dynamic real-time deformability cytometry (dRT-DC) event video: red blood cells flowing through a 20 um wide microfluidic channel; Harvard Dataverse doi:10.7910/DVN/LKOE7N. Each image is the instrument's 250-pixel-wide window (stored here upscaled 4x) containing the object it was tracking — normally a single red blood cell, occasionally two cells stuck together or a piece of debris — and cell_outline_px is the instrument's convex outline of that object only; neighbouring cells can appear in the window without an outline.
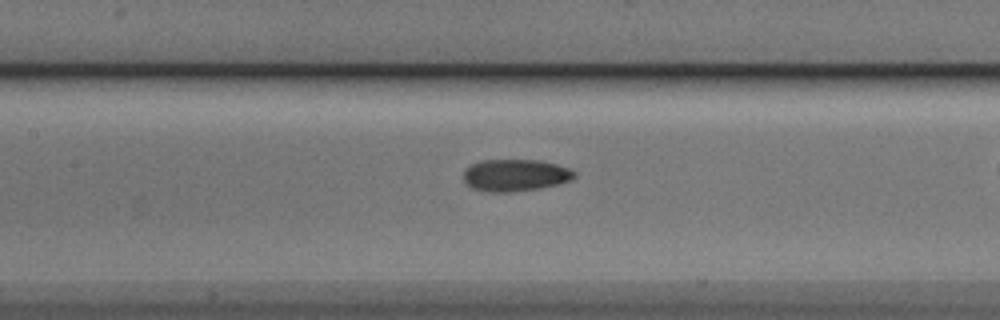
{"species": "Egyptian fruit bat (a non-hibernating species)", "species_latin": "Rousettus aegyptiacus", "temperature_condition": "cold", "stored_images_in_passage": 28, "camera_frame_rate_fps": 3000, "um_per_image_px": 0.085, "animal": {"sex": "male"}, "frame": {"image": 1, "passage_image": 11, "time_ms": 3.333, "image_size_px": [1000, 320], "cell_outline_px": [[576, 176], [572, 180], [540, 188], [512, 192], [488, 192], [472, 188], [464, 180], [464, 172], [472, 164], [480, 160], [540, 160], [556, 164], [568, 168], [576, 172]], "centroid_in_image_um": [43.82, 14.89], "position_along_channel_um": 163.6, "area_um2": 20.63}}
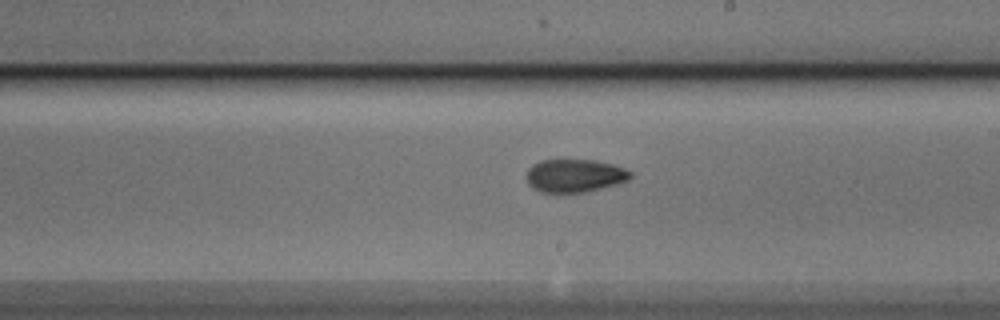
{"frame": {"image": 2, "passage_image": 17, "time_ms": 5.333, "image_size_px": [1000, 320], "cell_outline_px": [[632, 176], [628, 180], [616, 184], [584, 192], [540, 192], [532, 188], [528, 184], [528, 168], [532, 164], [540, 160], [596, 160], [612, 164], [624, 168], [632, 172]], "centroid_in_image_um": [48.85, 14.92], "position_along_channel_um": 240.2, "area_um2": 19.94}}
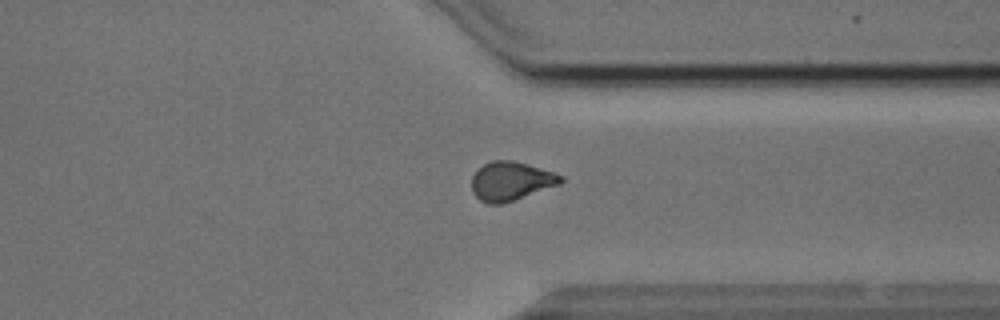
{"frame": {"image": 3, "passage_image": 27, "time_ms": 8.667, "image_size_px": [1000, 320], "cell_outline_px": [[564, 180], [560, 184], [500, 204], [488, 204], [480, 200], [472, 192], [472, 176], [484, 164], [492, 160], [512, 160], [556, 172], [564, 176]], "centroid_in_image_um": [43.44, 15.38], "position_along_channel_um": 368.0, "area_um2": 20.0}}